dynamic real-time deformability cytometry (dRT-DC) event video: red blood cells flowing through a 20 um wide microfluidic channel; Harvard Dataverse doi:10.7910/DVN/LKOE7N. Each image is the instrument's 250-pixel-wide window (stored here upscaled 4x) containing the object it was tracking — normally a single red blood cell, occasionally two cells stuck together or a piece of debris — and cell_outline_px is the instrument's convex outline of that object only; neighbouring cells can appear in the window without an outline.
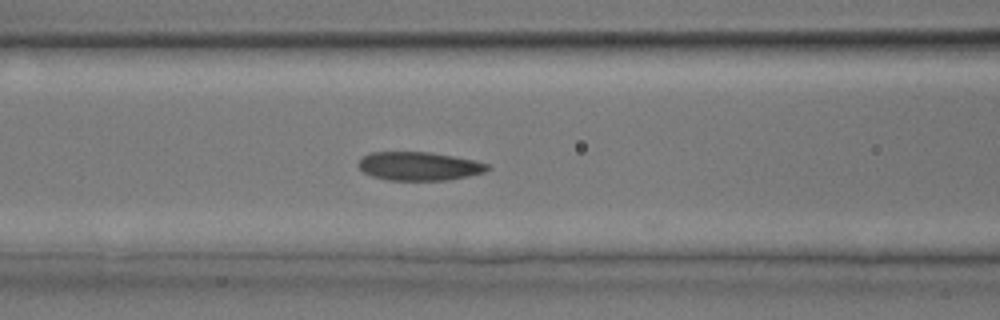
{"species": "common noctule bat (a hibernating species)", "species_latin": "Nyctalus noctula", "temperature_condition": "room temperature", "stored_images_in_passage": 26, "camera_frame_rate_fps": 3000, "um_per_image_px": 0.085, "animal": {"sex": "male", "body_mass_g": 17.9, "forearm_length_mm": 54.2}, "frame": {"image": 1, "passage_image": 7, "time_ms": 2.0, "image_size_px": [1000, 320], "cell_outline_px": [[492, 168], [484, 172], [468, 176], [448, 180], [388, 180], [372, 176], [364, 172], [356, 164], [368, 152], [432, 152], [476, 160], [488, 164]], "centroid_in_image_um": [35.64, 14.12], "position_along_channel_um": 131.0, "area_um2": 21.62}}
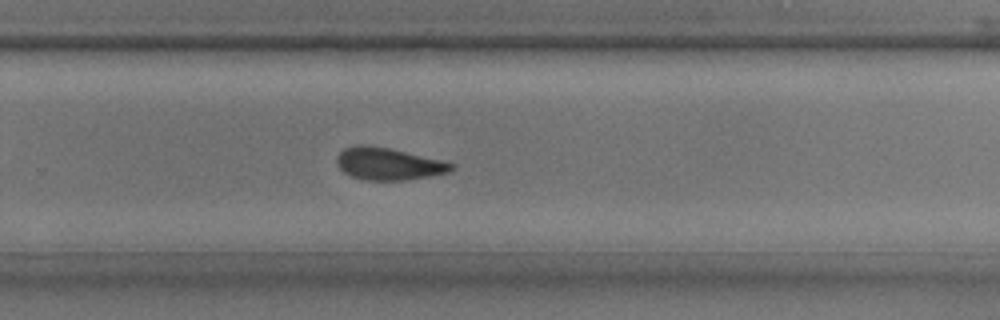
{"frame": {"image": 2, "passage_image": 15, "time_ms": 4.667, "image_size_px": [1000, 320], "cell_outline_px": [[456, 168], [448, 172], [428, 176], [404, 180], [364, 180], [352, 176], [344, 172], [340, 168], [336, 160], [336, 156], [344, 148], [356, 144], [368, 144], [388, 148], [440, 160], [456, 164]], "centroid_in_image_um": [32.99, 13.92], "position_along_channel_um": 296.8, "area_um2": 21.39}}
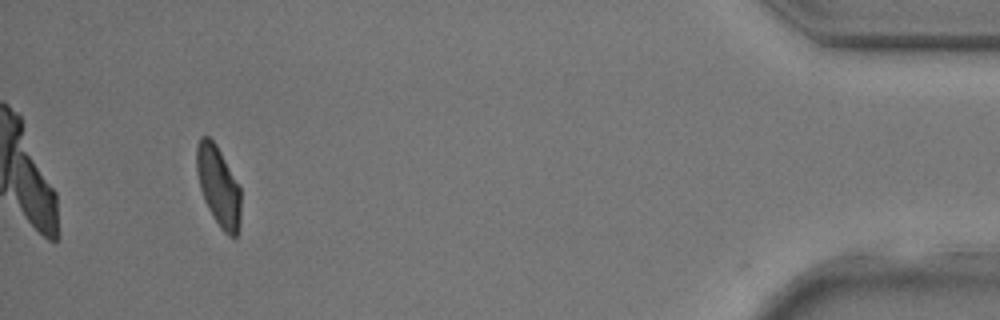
{"frame": {"image": 3, "passage_image": 24, "time_ms": 7.667, "image_size_px": [1000, 320], "cell_outline_px": [[240, 224], [236, 236], [228, 236], [220, 228], [208, 208], [204, 200], [200, 188], [196, 172], [196, 148], [200, 136], [208, 136], [216, 144], [240, 188]], "centroid_in_image_um": [18.55, 15.83], "position_along_channel_um": 416.7, "area_um2": 20.46}}